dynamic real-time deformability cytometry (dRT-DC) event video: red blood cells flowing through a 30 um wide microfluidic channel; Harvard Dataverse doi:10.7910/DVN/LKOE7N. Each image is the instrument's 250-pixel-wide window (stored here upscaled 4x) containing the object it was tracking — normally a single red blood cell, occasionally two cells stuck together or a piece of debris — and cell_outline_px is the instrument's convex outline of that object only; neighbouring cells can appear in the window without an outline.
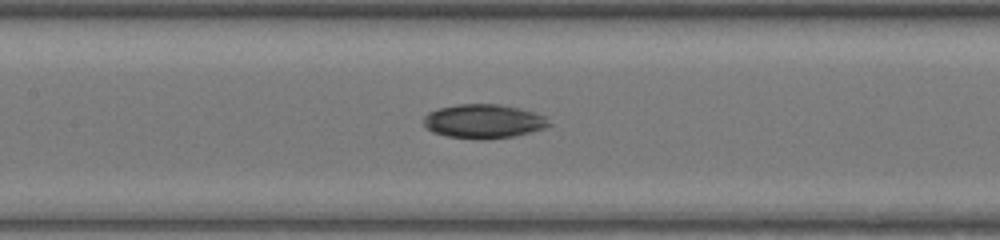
{"species": "common noctule bat (a hibernating species)", "species_latin": "Nyctalus noctula", "temperature_condition": "warm", "stored_images_in_passage": 49, "camera_frame_rate_fps": 3000, "um_per_image_px": 0.085, "animal": {"sex": "female", "body_mass_g": 17.0, "forearm_length_mm": 48.0}, "frame": {"image": 1, "passage_image": 24, "time_ms": 7.667, "image_size_px": [1000, 240], "cell_outline_px": [[552, 124], [544, 128], [532, 132], [516, 136], [484, 140], [480, 140], [448, 136], [432, 132], [424, 128], [424, 116], [428, 112], [436, 108], [460, 104], [500, 104], [520, 108], [544, 116]], "centroid_in_image_um": [41.08, 10.32], "position_along_channel_um": 166.3, "area_um2": 25.14}}
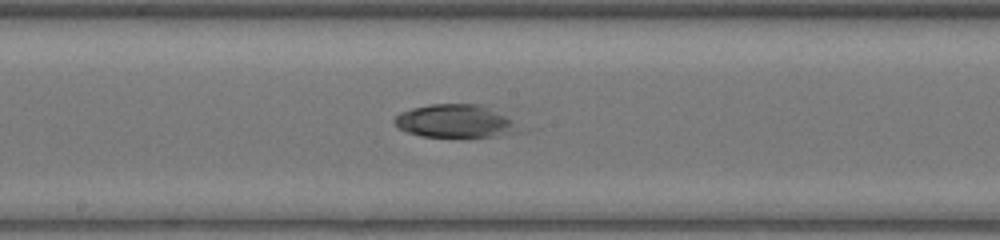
{"frame": {"image": 2, "passage_image": 27, "time_ms": 8.667, "image_size_px": [1000, 240], "cell_outline_px": [[508, 124], [496, 136], [420, 136], [396, 128], [392, 120], [400, 112], [412, 108], [432, 104], [480, 104], [504, 116], [508, 120]], "centroid_in_image_um": [38.34, 10.26], "position_along_channel_um": 209.9, "area_um2": 22.31}}
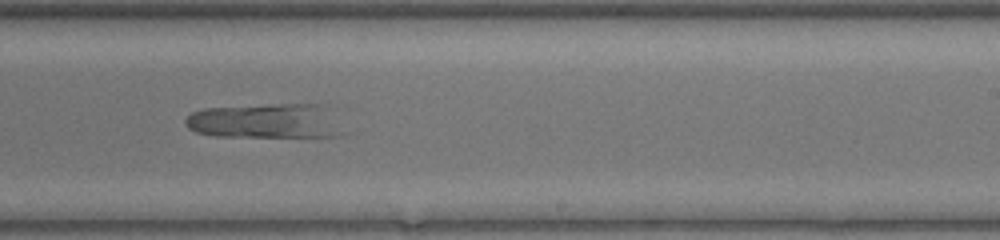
{"frame": {"image": 3, "passage_image": 31, "time_ms": 10.0, "image_size_px": [1000, 240], "cell_outline_px": [[352, 132], [340, 136], [216, 136], [196, 132], [188, 128], [184, 124], [184, 120], [192, 112], [204, 108], [276, 104], [320, 104]], "centroid_in_image_um": [22.65, 10.29], "position_along_channel_um": 266.3, "area_um2": 32.25}}